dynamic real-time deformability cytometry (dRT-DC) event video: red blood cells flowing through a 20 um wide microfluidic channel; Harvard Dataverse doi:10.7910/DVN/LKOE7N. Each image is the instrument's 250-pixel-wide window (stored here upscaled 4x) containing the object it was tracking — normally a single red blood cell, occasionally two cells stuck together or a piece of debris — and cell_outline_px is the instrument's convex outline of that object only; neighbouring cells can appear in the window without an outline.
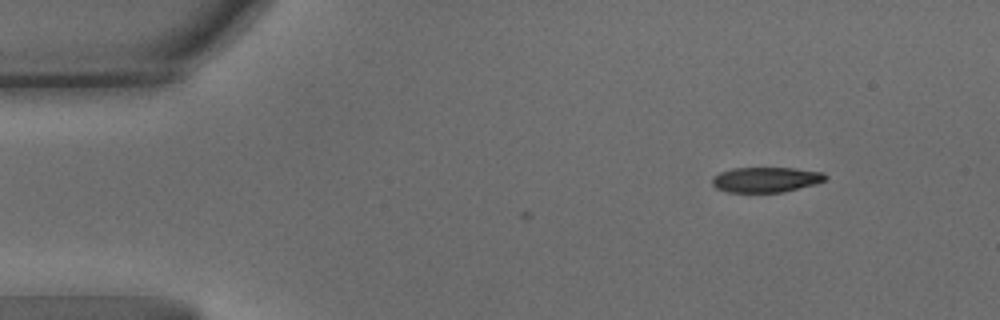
{"species": "common noctule bat (a hibernating species)", "species_latin": "Nyctalus noctula", "temperature_condition": "warm", "stored_images_in_passage": 4, "camera_frame_rate_fps": 3000, "um_per_image_px": 0.085, "animal": {"sex": "male", "body_mass_g": 15.6}, "frame": {"image": 1, "passage_image": 1, "time_ms": 0.0, "image_size_px": [1000, 320], "cell_outline_px": [[828, 176], [824, 180], [816, 184], [784, 192], [728, 192], [716, 188], [712, 184], [712, 176], [720, 172], [732, 168], [792, 168], [824, 172]], "centroid_in_image_um": [65.1, 15.27], "position_along_channel_um": 19.9, "area_um2": 16.7}}